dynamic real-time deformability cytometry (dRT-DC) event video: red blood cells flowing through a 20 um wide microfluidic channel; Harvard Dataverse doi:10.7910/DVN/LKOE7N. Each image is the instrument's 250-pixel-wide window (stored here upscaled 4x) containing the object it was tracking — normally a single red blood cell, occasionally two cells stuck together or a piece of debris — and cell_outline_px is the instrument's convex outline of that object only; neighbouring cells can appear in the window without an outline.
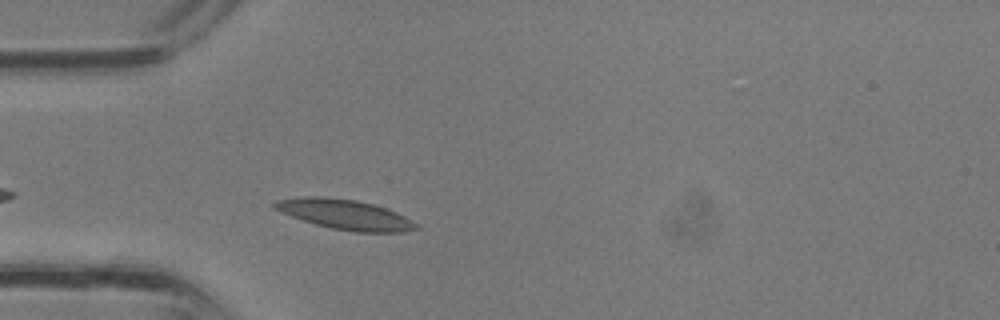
{"species": "common noctule bat (a hibernating species)", "species_latin": "Nyctalus noctula", "temperature_condition": "room temperature", "stored_images_in_passage": 26, "camera_frame_rate_fps": 3000, "um_per_image_px": 0.085, "animal": {"sex": "male", "body_mass_g": 13.3}, "frame": {"image": 1, "passage_image": 2, "time_ms": 0.333, "image_size_px": [1000, 320], "cell_outline_px": [[420, 228], [404, 232], [356, 232], [332, 228], [316, 224], [280, 212], [272, 208], [272, 204], [276, 200], [308, 196], [320, 196], [356, 200], [372, 204], [396, 212], [412, 220]], "centroid_in_image_um": [29.31, 18.23], "position_along_channel_um": 55.7, "area_um2": 24.45}}
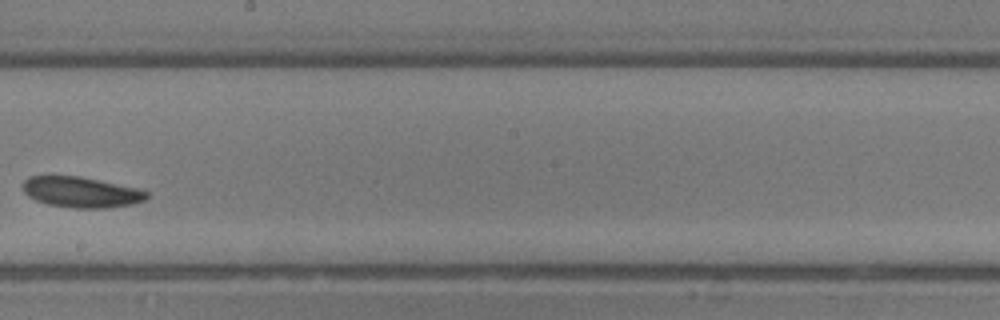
{"frame": {"image": 2, "passage_image": 12, "time_ms": 3.667, "image_size_px": [1000, 320], "cell_outline_px": [[148, 196], [144, 200], [132, 204], [108, 208], [76, 208], [48, 204], [36, 200], [28, 196], [24, 192], [24, 180], [28, 176], [80, 176], [136, 188], [148, 192]], "centroid_in_image_um": [6.89, 16.33], "position_along_channel_um": 241.3, "area_um2": 21.91}}
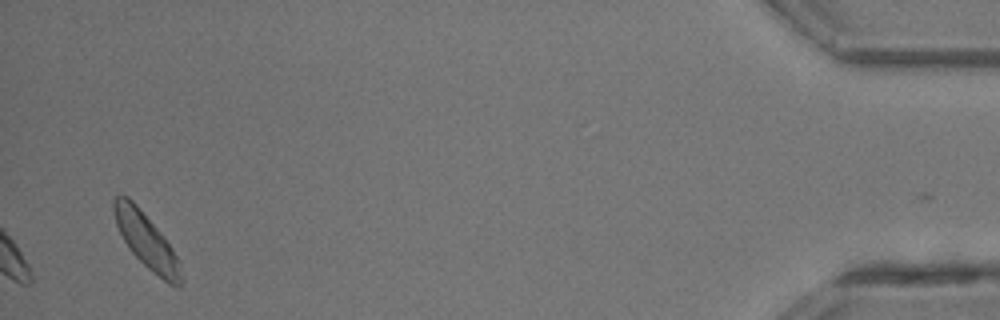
{"frame": {"image": 3, "passage_image": 26, "time_ms": 8.333, "image_size_px": [1000, 320], "cell_outline_px": [[184, 284], [176, 288], [168, 284], [152, 272], [132, 252], [124, 240], [116, 224], [112, 208], [112, 200], [116, 196], [128, 196], [136, 204], [164, 236], [172, 248], [176, 256], [184, 280]], "centroid_in_image_um": [12.46, 20.5], "position_along_channel_um": 422.7, "area_um2": 21.39}}